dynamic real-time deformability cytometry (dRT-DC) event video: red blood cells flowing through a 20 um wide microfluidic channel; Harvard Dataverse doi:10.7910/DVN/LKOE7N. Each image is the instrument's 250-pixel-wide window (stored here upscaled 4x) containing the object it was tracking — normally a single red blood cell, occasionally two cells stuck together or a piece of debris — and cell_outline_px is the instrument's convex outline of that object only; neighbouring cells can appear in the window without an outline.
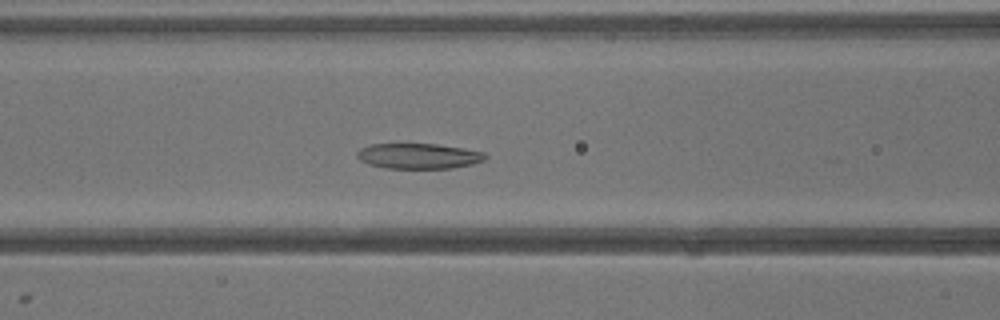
{"species": "common noctule bat (a hibernating species)", "species_latin": "Nyctalus noctula", "temperature_condition": "warm", "stored_images_in_passage": 19, "camera_frame_rate_fps": 3000, "um_per_image_px": 0.085, "animal": {"sex": "male", "body_mass_g": 13.3}, "frame": {"image": 1, "passage_image": 18, "time_ms": 5.667, "image_size_px": [1000, 320], "cell_outline_px": [[488, 156], [484, 160], [472, 164], [452, 168], [384, 168], [368, 164], [360, 160], [356, 156], [356, 152], [360, 148], [368, 144], [436, 144], [464, 148], [484, 152]], "centroid_in_image_um": [35.56, 13.26], "position_along_channel_um": 131.0, "area_um2": 19.07}}